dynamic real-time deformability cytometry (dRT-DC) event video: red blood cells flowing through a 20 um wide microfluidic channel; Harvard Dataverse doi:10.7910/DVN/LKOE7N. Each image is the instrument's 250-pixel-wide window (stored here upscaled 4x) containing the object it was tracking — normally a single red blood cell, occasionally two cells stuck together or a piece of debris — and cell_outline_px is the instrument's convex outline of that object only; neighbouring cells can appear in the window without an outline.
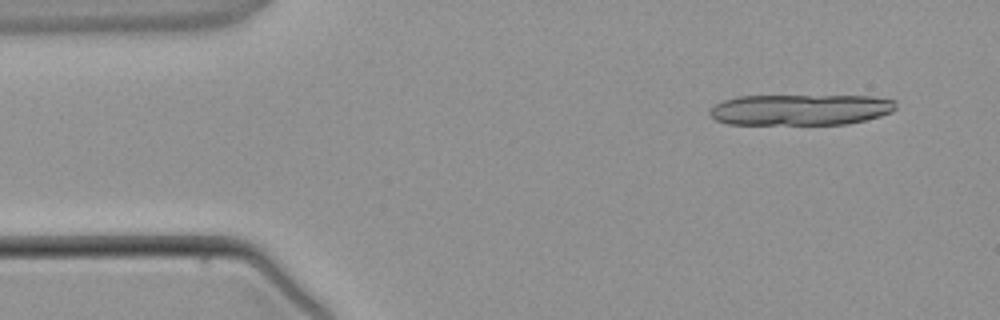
{"species": "common noctule bat (a hibernating species)", "species_latin": "Nyctalus noctula", "temperature_condition": "warm", "stored_images_in_passage": 5, "camera_frame_rate_fps": 3000, "um_per_image_px": 0.085, "animal": {"sex": "male", "body_mass_g": 21.5, "forearm_length_mm": 52.0}, "frame": {"image": 1, "passage_image": 1, "time_ms": 0.0, "image_size_px": [1000, 320], "cell_outline_px": [[896, 108], [892, 112], [880, 116], [848, 124], [728, 124], [716, 120], [708, 112], [716, 104], [724, 100], [740, 96], [872, 96], [896, 100]], "centroid_in_image_um": [68.07, 9.32], "position_along_channel_um": 16.9, "area_um2": 33.58}}
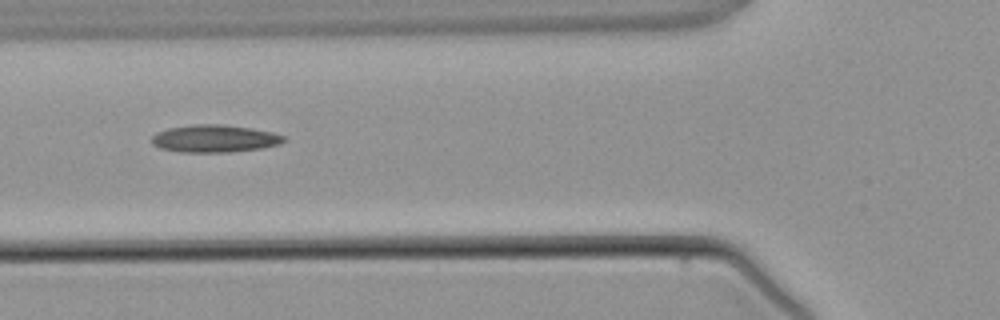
{"frame": {"image": 2, "passage_image": 4, "time_ms": 4.0, "image_size_px": [1000, 320], "cell_outline_px": [[288, 140], [280, 144], [264, 148], [228, 152], [180, 152], [160, 148], [152, 144], [152, 136], [156, 132], [168, 128], [196, 124], [220, 124], [252, 128], [272, 132], [284, 136]], "centroid_in_image_um": [18.26, 11.78], "position_along_channel_um": 107.5, "area_um2": 21.27}}